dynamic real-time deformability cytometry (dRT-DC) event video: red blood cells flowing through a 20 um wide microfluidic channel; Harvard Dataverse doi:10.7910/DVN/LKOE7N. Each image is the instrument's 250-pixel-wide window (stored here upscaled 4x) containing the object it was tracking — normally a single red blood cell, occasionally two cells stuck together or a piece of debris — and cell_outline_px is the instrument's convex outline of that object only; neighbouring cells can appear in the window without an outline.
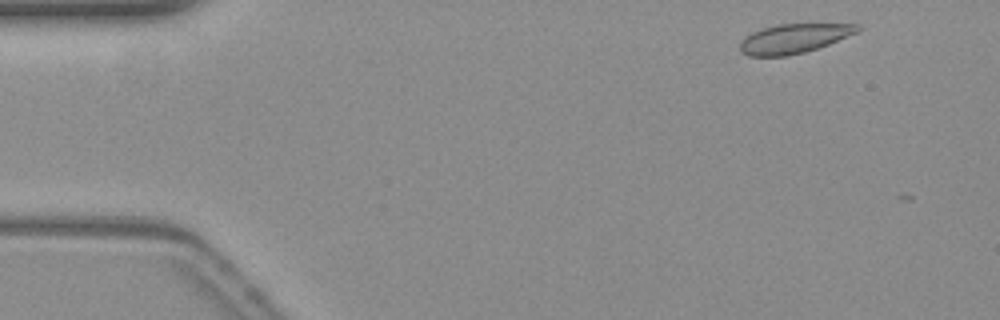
{"species": "common noctule bat (a hibernating species)", "species_latin": "Nyctalus noctula", "temperature_condition": "warm", "stored_images_in_passage": 7, "camera_frame_rate_fps": 3000, "um_per_image_px": 0.085, "animal": {"sex": "female", "body_mass_g": 19.3, "forearm_length_mm": 54.1}, "frame": {"image": 1, "passage_image": 1, "time_ms": 0.0, "image_size_px": [1000, 320], "cell_outline_px": [[860, 32], [828, 44], [804, 52], [788, 56], [748, 56], [740, 52], [740, 40], [752, 32], [776, 24], [860, 24]], "centroid_in_image_um": [67.48, 3.27], "position_along_channel_um": 17.5, "area_um2": 20.11}}